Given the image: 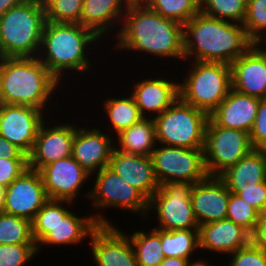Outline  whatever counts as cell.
Listing matches in <instances>:
<instances>
[{
  "mask_svg": "<svg viewBox=\"0 0 266 266\" xmlns=\"http://www.w3.org/2000/svg\"><path fill=\"white\" fill-rule=\"evenodd\" d=\"M123 19L117 48L184 59L181 23L160 16L142 2L129 3Z\"/></svg>",
  "mask_w": 266,
  "mask_h": 266,
  "instance_id": "6da1fadb",
  "label": "cell"
},
{
  "mask_svg": "<svg viewBox=\"0 0 266 266\" xmlns=\"http://www.w3.org/2000/svg\"><path fill=\"white\" fill-rule=\"evenodd\" d=\"M184 58L231 64L254 43L242 24L219 20L198 12L183 25Z\"/></svg>",
  "mask_w": 266,
  "mask_h": 266,
  "instance_id": "7a4b0ae2",
  "label": "cell"
},
{
  "mask_svg": "<svg viewBox=\"0 0 266 266\" xmlns=\"http://www.w3.org/2000/svg\"><path fill=\"white\" fill-rule=\"evenodd\" d=\"M58 84L38 57L0 58V103L44 110Z\"/></svg>",
  "mask_w": 266,
  "mask_h": 266,
  "instance_id": "3957f363",
  "label": "cell"
},
{
  "mask_svg": "<svg viewBox=\"0 0 266 266\" xmlns=\"http://www.w3.org/2000/svg\"><path fill=\"white\" fill-rule=\"evenodd\" d=\"M100 39L92 30L78 23H55L45 21L40 49L45 58L38 59L60 82L64 70L83 73L89 70L90 61L85 53L86 47ZM47 51V52H46Z\"/></svg>",
  "mask_w": 266,
  "mask_h": 266,
  "instance_id": "277c9868",
  "label": "cell"
},
{
  "mask_svg": "<svg viewBox=\"0 0 266 266\" xmlns=\"http://www.w3.org/2000/svg\"><path fill=\"white\" fill-rule=\"evenodd\" d=\"M45 21L43 0H24L3 14L0 17V58L39 56L37 51L42 53L38 49Z\"/></svg>",
  "mask_w": 266,
  "mask_h": 266,
  "instance_id": "5b68a950",
  "label": "cell"
},
{
  "mask_svg": "<svg viewBox=\"0 0 266 266\" xmlns=\"http://www.w3.org/2000/svg\"><path fill=\"white\" fill-rule=\"evenodd\" d=\"M194 62L188 77L179 83V98L210 115L232 89L231 67L221 62Z\"/></svg>",
  "mask_w": 266,
  "mask_h": 266,
  "instance_id": "8992f818",
  "label": "cell"
},
{
  "mask_svg": "<svg viewBox=\"0 0 266 266\" xmlns=\"http://www.w3.org/2000/svg\"><path fill=\"white\" fill-rule=\"evenodd\" d=\"M160 144L203 149L209 115L178 98L158 116H153Z\"/></svg>",
  "mask_w": 266,
  "mask_h": 266,
  "instance_id": "52a82bcc",
  "label": "cell"
},
{
  "mask_svg": "<svg viewBox=\"0 0 266 266\" xmlns=\"http://www.w3.org/2000/svg\"><path fill=\"white\" fill-rule=\"evenodd\" d=\"M251 150L249 133L218 126L209 118L203 148L209 176H220Z\"/></svg>",
  "mask_w": 266,
  "mask_h": 266,
  "instance_id": "ba28073f",
  "label": "cell"
},
{
  "mask_svg": "<svg viewBox=\"0 0 266 266\" xmlns=\"http://www.w3.org/2000/svg\"><path fill=\"white\" fill-rule=\"evenodd\" d=\"M154 173L161 184L192 183L206 179L203 149H188L163 145L152 151Z\"/></svg>",
  "mask_w": 266,
  "mask_h": 266,
  "instance_id": "9c48e42d",
  "label": "cell"
},
{
  "mask_svg": "<svg viewBox=\"0 0 266 266\" xmlns=\"http://www.w3.org/2000/svg\"><path fill=\"white\" fill-rule=\"evenodd\" d=\"M192 183H166L149 200V210L156 209L159 229H199L195 218L190 193Z\"/></svg>",
  "mask_w": 266,
  "mask_h": 266,
  "instance_id": "30bf717a",
  "label": "cell"
},
{
  "mask_svg": "<svg viewBox=\"0 0 266 266\" xmlns=\"http://www.w3.org/2000/svg\"><path fill=\"white\" fill-rule=\"evenodd\" d=\"M94 188L86 197L92 198L94 207H119L133 212L149 211V200L136 188L128 184L108 166L97 172Z\"/></svg>",
  "mask_w": 266,
  "mask_h": 266,
  "instance_id": "8fae6325",
  "label": "cell"
},
{
  "mask_svg": "<svg viewBox=\"0 0 266 266\" xmlns=\"http://www.w3.org/2000/svg\"><path fill=\"white\" fill-rule=\"evenodd\" d=\"M43 115L42 110L30 106L0 103V135L28 156Z\"/></svg>",
  "mask_w": 266,
  "mask_h": 266,
  "instance_id": "7c38bea8",
  "label": "cell"
},
{
  "mask_svg": "<svg viewBox=\"0 0 266 266\" xmlns=\"http://www.w3.org/2000/svg\"><path fill=\"white\" fill-rule=\"evenodd\" d=\"M47 200L40 172L28 168L6 187L2 212L32 221Z\"/></svg>",
  "mask_w": 266,
  "mask_h": 266,
  "instance_id": "4fadbf2b",
  "label": "cell"
},
{
  "mask_svg": "<svg viewBox=\"0 0 266 266\" xmlns=\"http://www.w3.org/2000/svg\"><path fill=\"white\" fill-rule=\"evenodd\" d=\"M39 172L48 199L70 202L90 177L72 155L44 166Z\"/></svg>",
  "mask_w": 266,
  "mask_h": 266,
  "instance_id": "5bb4252c",
  "label": "cell"
},
{
  "mask_svg": "<svg viewBox=\"0 0 266 266\" xmlns=\"http://www.w3.org/2000/svg\"><path fill=\"white\" fill-rule=\"evenodd\" d=\"M75 131L73 124H57L46 128L43 122L28 155L29 168L40 171L52 162L71 156Z\"/></svg>",
  "mask_w": 266,
  "mask_h": 266,
  "instance_id": "9a60e30c",
  "label": "cell"
},
{
  "mask_svg": "<svg viewBox=\"0 0 266 266\" xmlns=\"http://www.w3.org/2000/svg\"><path fill=\"white\" fill-rule=\"evenodd\" d=\"M261 46L253 44L230 64L232 89L258 99L266 98V53Z\"/></svg>",
  "mask_w": 266,
  "mask_h": 266,
  "instance_id": "2e32d148",
  "label": "cell"
},
{
  "mask_svg": "<svg viewBox=\"0 0 266 266\" xmlns=\"http://www.w3.org/2000/svg\"><path fill=\"white\" fill-rule=\"evenodd\" d=\"M114 225H100L89 237L97 266H138L129 236Z\"/></svg>",
  "mask_w": 266,
  "mask_h": 266,
  "instance_id": "e0dca14e",
  "label": "cell"
},
{
  "mask_svg": "<svg viewBox=\"0 0 266 266\" xmlns=\"http://www.w3.org/2000/svg\"><path fill=\"white\" fill-rule=\"evenodd\" d=\"M230 191L219 176H208L193 184L190 198L200 225L226 219Z\"/></svg>",
  "mask_w": 266,
  "mask_h": 266,
  "instance_id": "ac0fdd59",
  "label": "cell"
},
{
  "mask_svg": "<svg viewBox=\"0 0 266 266\" xmlns=\"http://www.w3.org/2000/svg\"><path fill=\"white\" fill-rule=\"evenodd\" d=\"M99 128H77L73 138L72 157L90 175L109 164L115 145ZM113 144V145H112ZM98 169V170H97Z\"/></svg>",
  "mask_w": 266,
  "mask_h": 266,
  "instance_id": "d6986e66",
  "label": "cell"
},
{
  "mask_svg": "<svg viewBox=\"0 0 266 266\" xmlns=\"http://www.w3.org/2000/svg\"><path fill=\"white\" fill-rule=\"evenodd\" d=\"M108 167L148 200L159 189L151 156L127 154L114 149Z\"/></svg>",
  "mask_w": 266,
  "mask_h": 266,
  "instance_id": "ffe728a7",
  "label": "cell"
},
{
  "mask_svg": "<svg viewBox=\"0 0 266 266\" xmlns=\"http://www.w3.org/2000/svg\"><path fill=\"white\" fill-rule=\"evenodd\" d=\"M259 103L260 99L231 89L209 118L218 126L249 133L256 119Z\"/></svg>",
  "mask_w": 266,
  "mask_h": 266,
  "instance_id": "44dd1931",
  "label": "cell"
},
{
  "mask_svg": "<svg viewBox=\"0 0 266 266\" xmlns=\"http://www.w3.org/2000/svg\"><path fill=\"white\" fill-rule=\"evenodd\" d=\"M251 242V234L233 221L223 219L199 226V248L232 254Z\"/></svg>",
  "mask_w": 266,
  "mask_h": 266,
  "instance_id": "7402d4cb",
  "label": "cell"
},
{
  "mask_svg": "<svg viewBox=\"0 0 266 266\" xmlns=\"http://www.w3.org/2000/svg\"><path fill=\"white\" fill-rule=\"evenodd\" d=\"M103 217L96 214L81 218L70 211L65 217H60L52 230L38 243L37 251L41 244L73 245L80 243L85 237H90L100 225H112Z\"/></svg>",
  "mask_w": 266,
  "mask_h": 266,
  "instance_id": "603a6c76",
  "label": "cell"
},
{
  "mask_svg": "<svg viewBox=\"0 0 266 266\" xmlns=\"http://www.w3.org/2000/svg\"><path fill=\"white\" fill-rule=\"evenodd\" d=\"M131 95L144 118L147 111L158 116L179 98V83L159 77L144 79L135 85Z\"/></svg>",
  "mask_w": 266,
  "mask_h": 266,
  "instance_id": "cb8c5ba5",
  "label": "cell"
},
{
  "mask_svg": "<svg viewBox=\"0 0 266 266\" xmlns=\"http://www.w3.org/2000/svg\"><path fill=\"white\" fill-rule=\"evenodd\" d=\"M219 177L224 181L228 190L234 194L242 191V188H255V185L266 181L265 150H251Z\"/></svg>",
  "mask_w": 266,
  "mask_h": 266,
  "instance_id": "d4e9b609",
  "label": "cell"
},
{
  "mask_svg": "<svg viewBox=\"0 0 266 266\" xmlns=\"http://www.w3.org/2000/svg\"><path fill=\"white\" fill-rule=\"evenodd\" d=\"M128 4L127 0H83L80 24L100 38L110 27H115L116 19H122Z\"/></svg>",
  "mask_w": 266,
  "mask_h": 266,
  "instance_id": "484cf974",
  "label": "cell"
},
{
  "mask_svg": "<svg viewBox=\"0 0 266 266\" xmlns=\"http://www.w3.org/2000/svg\"><path fill=\"white\" fill-rule=\"evenodd\" d=\"M117 135L119 148L115 147V149L127 154L151 156L156 147V128L153 118H143Z\"/></svg>",
  "mask_w": 266,
  "mask_h": 266,
  "instance_id": "4316f807",
  "label": "cell"
},
{
  "mask_svg": "<svg viewBox=\"0 0 266 266\" xmlns=\"http://www.w3.org/2000/svg\"><path fill=\"white\" fill-rule=\"evenodd\" d=\"M160 239L165 258H183L190 261L192 252L199 248V229H160Z\"/></svg>",
  "mask_w": 266,
  "mask_h": 266,
  "instance_id": "83f0119b",
  "label": "cell"
},
{
  "mask_svg": "<svg viewBox=\"0 0 266 266\" xmlns=\"http://www.w3.org/2000/svg\"><path fill=\"white\" fill-rule=\"evenodd\" d=\"M138 266H159L165 256L160 239V229L153 228L149 234L136 231L129 237Z\"/></svg>",
  "mask_w": 266,
  "mask_h": 266,
  "instance_id": "f1b7e54d",
  "label": "cell"
},
{
  "mask_svg": "<svg viewBox=\"0 0 266 266\" xmlns=\"http://www.w3.org/2000/svg\"><path fill=\"white\" fill-rule=\"evenodd\" d=\"M125 98H109L103 104L106 114L110 119L111 127L115 129L114 132L118 134L120 131L131 127L133 124L138 123L144 117L141 115L140 110L135 103L132 95Z\"/></svg>",
  "mask_w": 266,
  "mask_h": 266,
  "instance_id": "f546056e",
  "label": "cell"
},
{
  "mask_svg": "<svg viewBox=\"0 0 266 266\" xmlns=\"http://www.w3.org/2000/svg\"><path fill=\"white\" fill-rule=\"evenodd\" d=\"M0 244L36 245L32 236L31 221L0 212Z\"/></svg>",
  "mask_w": 266,
  "mask_h": 266,
  "instance_id": "4dcf8cb0",
  "label": "cell"
},
{
  "mask_svg": "<svg viewBox=\"0 0 266 266\" xmlns=\"http://www.w3.org/2000/svg\"><path fill=\"white\" fill-rule=\"evenodd\" d=\"M142 3L160 16L182 25L200 11V0H143Z\"/></svg>",
  "mask_w": 266,
  "mask_h": 266,
  "instance_id": "1f68e13d",
  "label": "cell"
},
{
  "mask_svg": "<svg viewBox=\"0 0 266 266\" xmlns=\"http://www.w3.org/2000/svg\"><path fill=\"white\" fill-rule=\"evenodd\" d=\"M63 203H72L65 200L48 199L31 221L32 236L36 245L52 230L60 217H65L70 211Z\"/></svg>",
  "mask_w": 266,
  "mask_h": 266,
  "instance_id": "d6a6232c",
  "label": "cell"
},
{
  "mask_svg": "<svg viewBox=\"0 0 266 266\" xmlns=\"http://www.w3.org/2000/svg\"><path fill=\"white\" fill-rule=\"evenodd\" d=\"M200 12L219 20L242 24L247 12V0H200Z\"/></svg>",
  "mask_w": 266,
  "mask_h": 266,
  "instance_id": "836d02e7",
  "label": "cell"
},
{
  "mask_svg": "<svg viewBox=\"0 0 266 266\" xmlns=\"http://www.w3.org/2000/svg\"><path fill=\"white\" fill-rule=\"evenodd\" d=\"M46 21L55 23H78L83 0H43Z\"/></svg>",
  "mask_w": 266,
  "mask_h": 266,
  "instance_id": "e575fe53",
  "label": "cell"
},
{
  "mask_svg": "<svg viewBox=\"0 0 266 266\" xmlns=\"http://www.w3.org/2000/svg\"><path fill=\"white\" fill-rule=\"evenodd\" d=\"M260 214L252 205L230 192L226 219L233 221L252 234Z\"/></svg>",
  "mask_w": 266,
  "mask_h": 266,
  "instance_id": "d590c367",
  "label": "cell"
},
{
  "mask_svg": "<svg viewBox=\"0 0 266 266\" xmlns=\"http://www.w3.org/2000/svg\"><path fill=\"white\" fill-rule=\"evenodd\" d=\"M242 25L254 44L263 42L261 32L266 31V0H247V12Z\"/></svg>",
  "mask_w": 266,
  "mask_h": 266,
  "instance_id": "8d00e7d4",
  "label": "cell"
},
{
  "mask_svg": "<svg viewBox=\"0 0 266 266\" xmlns=\"http://www.w3.org/2000/svg\"><path fill=\"white\" fill-rule=\"evenodd\" d=\"M37 252V245L0 244V266H23Z\"/></svg>",
  "mask_w": 266,
  "mask_h": 266,
  "instance_id": "74e56055",
  "label": "cell"
},
{
  "mask_svg": "<svg viewBox=\"0 0 266 266\" xmlns=\"http://www.w3.org/2000/svg\"><path fill=\"white\" fill-rule=\"evenodd\" d=\"M231 255L229 266H266V251L252 242Z\"/></svg>",
  "mask_w": 266,
  "mask_h": 266,
  "instance_id": "f35d334b",
  "label": "cell"
},
{
  "mask_svg": "<svg viewBox=\"0 0 266 266\" xmlns=\"http://www.w3.org/2000/svg\"><path fill=\"white\" fill-rule=\"evenodd\" d=\"M249 136L253 149H266V98L260 99L256 119Z\"/></svg>",
  "mask_w": 266,
  "mask_h": 266,
  "instance_id": "ab89813d",
  "label": "cell"
},
{
  "mask_svg": "<svg viewBox=\"0 0 266 266\" xmlns=\"http://www.w3.org/2000/svg\"><path fill=\"white\" fill-rule=\"evenodd\" d=\"M28 168V159L0 157V186L6 188Z\"/></svg>",
  "mask_w": 266,
  "mask_h": 266,
  "instance_id": "60d3db41",
  "label": "cell"
},
{
  "mask_svg": "<svg viewBox=\"0 0 266 266\" xmlns=\"http://www.w3.org/2000/svg\"><path fill=\"white\" fill-rule=\"evenodd\" d=\"M236 195L260 213L266 212V181L255 185V188H242Z\"/></svg>",
  "mask_w": 266,
  "mask_h": 266,
  "instance_id": "b9f144b4",
  "label": "cell"
},
{
  "mask_svg": "<svg viewBox=\"0 0 266 266\" xmlns=\"http://www.w3.org/2000/svg\"><path fill=\"white\" fill-rule=\"evenodd\" d=\"M251 242L266 251V212L260 214L256 228L251 234Z\"/></svg>",
  "mask_w": 266,
  "mask_h": 266,
  "instance_id": "7bdbcfd3",
  "label": "cell"
},
{
  "mask_svg": "<svg viewBox=\"0 0 266 266\" xmlns=\"http://www.w3.org/2000/svg\"><path fill=\"white\" fill-rule=\"evenodd\" d=\"M0 157L5 159H28L18 147L0 135Z\"/></svg>",
  "mask_w": 266,
  "mask_h": 266,
  "instance_id": "ee69618b",
  "label": "cell"
},
{
  "mask_svg": "<svg viewBox=\"0 0 266 266\" xmlns=\"http://www.w3.org/2000/svg\"><path fill=\"white\" fill-rule=\"evenodd\" d=\"M200 261L191 262L183 258H164L163 262L159 266H192L193 264L199 263Z\"/></svg>",
  "mask_w": 266,
  "mask_h": 266,
  "instance_id": "f6af8a7d",
  "label": "cell"
},
{
  "mask_svg": "<svg viewBox=\"0 0 266 266\" xmlns=\"http://www.w3.org/2000/svg\"><path fill=\"white\" fill-rule=\"evenodd\" d=\"M23 1L24 0H0V17L11 8L21 4Z\"/></svg>",
  "mask_w": 266,
  "mask_h": 266,
  "instance_id": "bcb514c9",
  "label": "cell"
},
{
  "mask_svg": "<svg viewBox=\"0 0 266 266\" xmlns=\"http://www.w3.org/2000/svg\"><path fill=\"white\" fill-rule=\"evenodd\" d=\"M5 191H6V188L3 186H0V212H2L4 204H5Z\"/></svg>",
  "mask_w": 266,
  "mask_h": 266,
  "instance_id": "7dc6e473",
  "label": "cell"
},
{
  "mask_svg": "<svg viewBox=\"0 0 266 266\" xmlns=\"http://www.w3.org/2000/svg\"><path fill=\"white\" fill-rule=\"evenodd\" d=\"M201 262L199 263H196V264H193L192 266H211V265H208L206 262H202V260H200Z\"/></svg>",
  "mask_w": 266,
  "mask_h": 266,
  "instance_id": "c3c4849f",
  "label": "cell"
},
{
  "mask_svg": "<svg viewBox=\"0 0 266 266\" xmlns=\"http://www.w3.org/2000/svg\"><path fill=\"white\" fill-rule=\"evenodd\" d=\"M129 3H138L142 2L143 0H127Z\"/></svg>",
  "mask_w": 266,
  "mask_h": 266,
  "instance_id": "681fc988",
  "label": "cell"
}]
</instances>
